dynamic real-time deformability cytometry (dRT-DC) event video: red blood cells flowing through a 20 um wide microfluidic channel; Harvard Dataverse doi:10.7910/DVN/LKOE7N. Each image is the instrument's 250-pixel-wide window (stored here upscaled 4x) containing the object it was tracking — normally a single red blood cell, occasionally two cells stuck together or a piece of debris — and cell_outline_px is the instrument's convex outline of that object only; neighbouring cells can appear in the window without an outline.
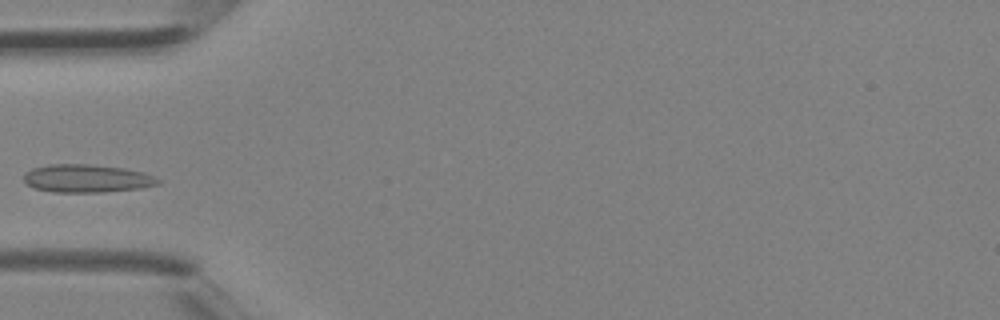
{"species": "Egyptian fruit bat (a non-hibernating species)", "species_latin": "Rousettus aegyptiacus", "temperature_condition": "room temperature", "stored_images_in_passage": 3, "camera_frame_rate_fps": 3000, "um_per_image_px": 0.085, "animal": {"sex": "female"}, "frame": {"image": 1, "passage_image": 3, "time_ms": 0.667, "image_size_px": [1000, 320], "cell_outline_px": [[164, 180], [160, 184], [140, 188], [100, 192], [52, 192], [36, 188], [28, 184], [24, 180], [24, 172], [32, 168], [48, 164], [92, 164], [124, 168], [144, 172], [156, 176]], "centroid_in_image_um": [7.43, 15.16], "position_along_channel_um": 77.6, "area_um2": 22.14}}